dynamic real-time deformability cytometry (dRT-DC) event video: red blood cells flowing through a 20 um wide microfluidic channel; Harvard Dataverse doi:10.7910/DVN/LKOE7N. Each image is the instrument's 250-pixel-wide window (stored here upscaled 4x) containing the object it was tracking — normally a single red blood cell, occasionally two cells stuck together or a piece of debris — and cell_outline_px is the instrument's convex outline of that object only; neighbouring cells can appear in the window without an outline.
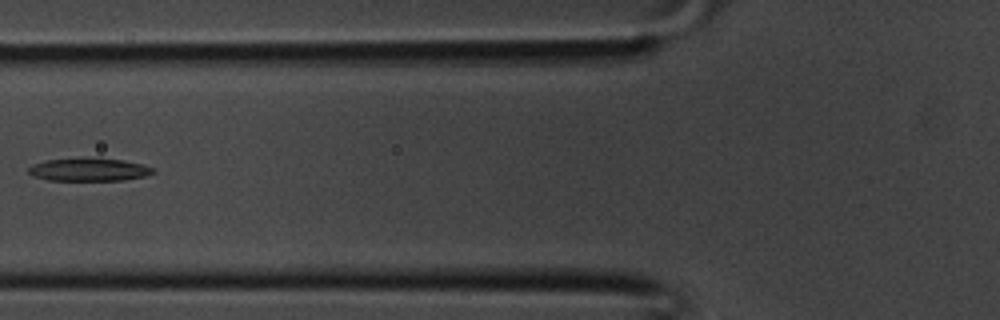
{"species": "common noctule bat (a hibernating species)", "species_latin": "Nyctalus noctula", "temperature_condition": "room temperature", "stored_images_in_passage": 26, "camera_frame_rate_fps": 3000, "um_per_image_px": 0.085, "animal": {"sex": "male", "body_mass_g": 20.1, "forearm_length_mm": 53.5}, "frame": {"image": 1, "passage_image": 5, "time_ms": 1.333, "image_size_px": [1000, 320], "cell_outline_px": [[156, 172], [144, 176], [124, 180], [48, 180], [32, 176], [28, 172], [28, 168], [32, 164], [48, 160], [120, 160], [144, 164], [152, 168]], "centroid_in_image_um": [7.56, 14.45], "position_along_channel_um": 118.2, "area_um2": 15.9}}
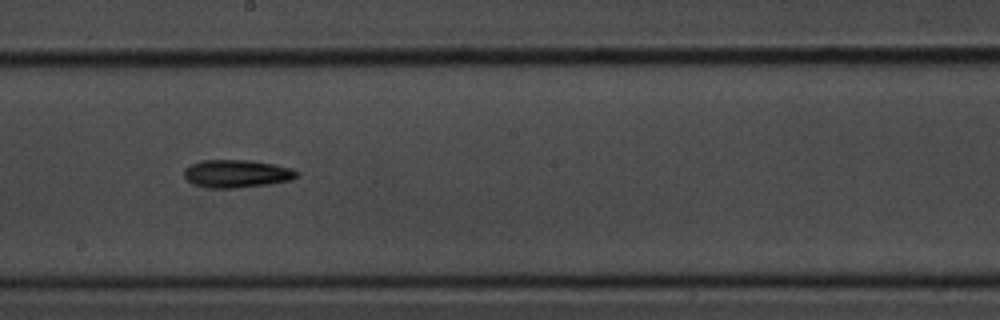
{"frame": {"image": 2, "passage_image": 11, "time_ms": 3.333, "image_size_px": [1000, 320], "cell_outline_px": [[300, 172], [292, 180], [268, 184], [236, 188], [208, 188], [192, 184], [184, 176], [184, 168], [200, 160], [252, 160], [292, 168]], "centroid_in_image_um": [20.11, 14.76], "position_along_channel_um": 228.1, "area_um2": 18.38}}
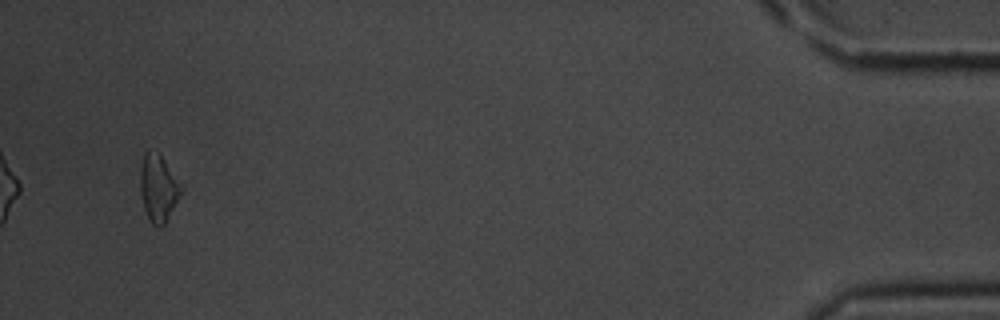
{"frame": {"image": 3, "passage_image": 26, "time_ms": 8.333, "image_size_px": [1000, 320], "cell_outline_px": [[184, 188], [164, 224], [160, 228], [152, 224], [144, 208], [140, 192], [140, 168], [144, 152], [148, 148], [160, 152]], "centroid_in_image_um": [13.45, 15.91], "position_along_channel_um": 421.7, "area_um2": 16.18}}